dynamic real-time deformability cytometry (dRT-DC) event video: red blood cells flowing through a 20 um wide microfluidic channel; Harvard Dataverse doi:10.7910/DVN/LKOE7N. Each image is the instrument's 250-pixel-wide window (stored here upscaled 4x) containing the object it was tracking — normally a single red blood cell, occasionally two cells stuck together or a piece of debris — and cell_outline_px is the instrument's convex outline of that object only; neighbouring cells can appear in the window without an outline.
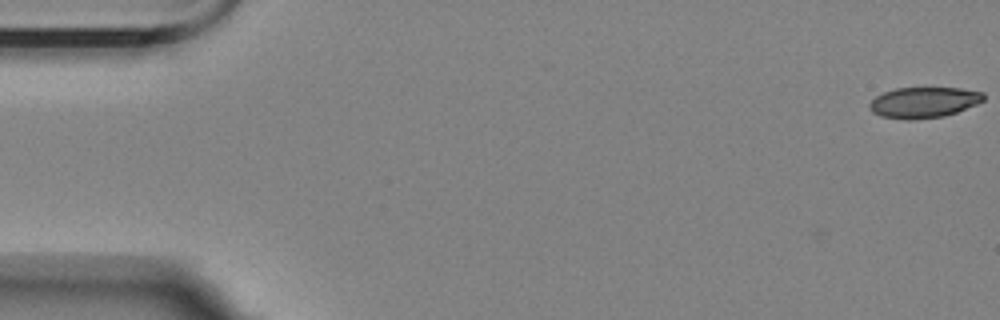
{"species": "Egyptian fruit bat (a non-hibernating species)", "species_latin": "Rousettus aegyptiacus", "temperature_condition": "room temperature", "stored_images_in_passage": 3, "camera_frame_rate_fps": 3000, "um_per_image_px": 0.085, "animal": {"sex": "female"}, "frame": {"image": 1, "passage_image": 1, "time_ms": 0.0, "image_size_px": [1000, 320], "cell_outline_px": [[984, 100], [976, 104], [956, 112], [944, 116], [912, 120], [908, 120], [880, 116], [872, 112], [868, 108], [868, 104], [876, 96], [884, 92], [896, 88], [960, 88], [984, 92]], "centroid_in_image_um": [78.49, 8.71], "position_along_channel_um": 6.5, "area_um2": 20.46}}